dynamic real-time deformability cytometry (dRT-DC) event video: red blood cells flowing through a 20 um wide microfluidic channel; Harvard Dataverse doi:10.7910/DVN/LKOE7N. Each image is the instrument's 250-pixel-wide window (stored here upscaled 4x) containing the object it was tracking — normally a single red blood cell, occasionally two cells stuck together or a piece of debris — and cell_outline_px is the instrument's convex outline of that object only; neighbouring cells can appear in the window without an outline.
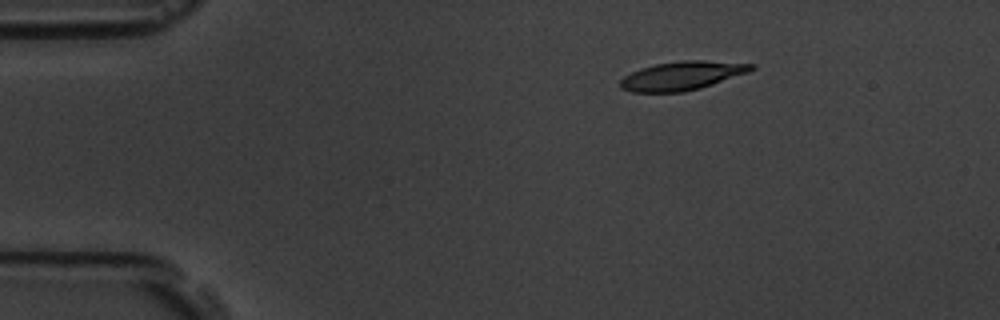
{"species": "common noctule bat (a hibernating species)", "species_latin": "Nyctalus noctula", "temperature_condition": "room temperature", "stored_images_in_passage": 3, "camera_frame_rate_fps": 3000, "um_per_image_px": 0.085, "animal": {"sex": "male", "body_mass_g": 19.5, "forearm_length_mm": 54.6}, "frame": {"image": 1, "passage_image": 1, "time_ms": 0.0, "image_size_px": [1000, 320], "cell_outline_px": [[756, 68], [748, 72], [700, 88], [684, 92], [632, 92], [620, 88], [620, 80], [624, 76], [640, 68], [656, 64], [680, 60], [704, 60], [756, 64]], "centroid_in_image_um": [57.97, 6.43], "position_along_channel_um": 27.0, "area_um2": 21.91}}